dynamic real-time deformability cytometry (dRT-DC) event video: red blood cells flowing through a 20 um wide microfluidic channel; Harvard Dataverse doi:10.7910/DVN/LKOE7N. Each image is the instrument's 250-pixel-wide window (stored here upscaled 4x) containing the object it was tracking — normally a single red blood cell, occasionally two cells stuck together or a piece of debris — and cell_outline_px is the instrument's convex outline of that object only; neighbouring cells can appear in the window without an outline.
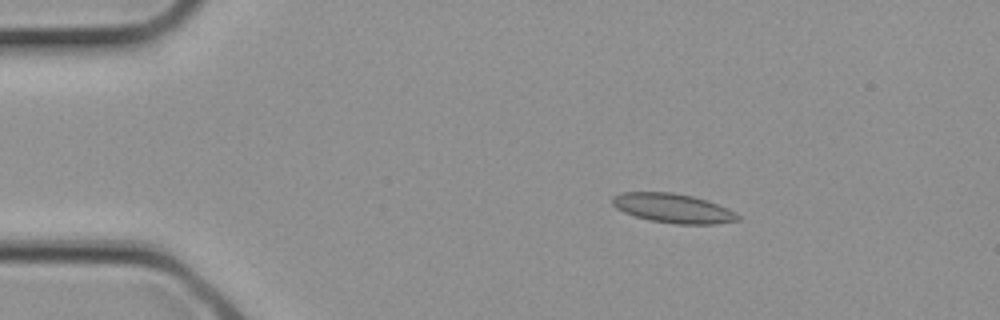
{"species": "common noctule bat (a hibernating species)", "species_latin": "Nyctalus noctula", "temperature_condition": "cold", "stored_images_in_passage": 2, "camera_frame_rate_fps": 3000, "um_per_image_px": 0.085, "animal": {"sex": "female", "body_mass_g": 21.9}, "frame": {"image": 1, "passage_image": 1, "time_ms": 0.0, "image_size_px": [1000, 320], "cell_outline_px": [[740, 220], [716, 224], [676, 224], [652, 220], [636, 216], [624, 212], [616, 208], [612, 204], [612, 196], [620, 192], [672, 192], [692, 196], [728, 208], [736, 212], [740, 216]], "centroid_in_image_um": [57.2, 17.7], "position_along_channel_um": 27.8, "area_um2": 21.33}}